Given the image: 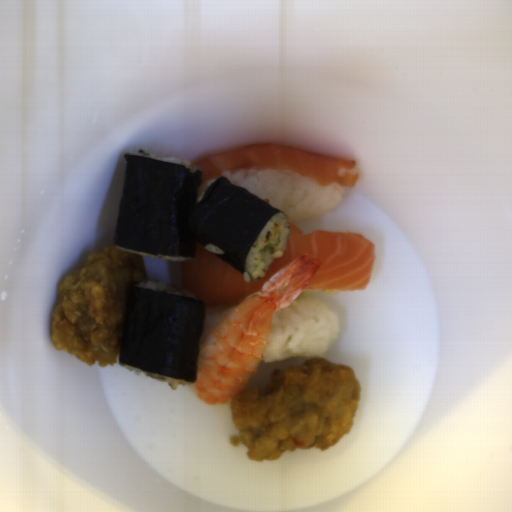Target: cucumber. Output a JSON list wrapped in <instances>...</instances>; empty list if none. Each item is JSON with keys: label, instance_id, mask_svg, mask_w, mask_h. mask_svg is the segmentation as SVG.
Returning <instances> with one entry per match:
<instances>
[{"label": "cucumber", "instance_id": "1", "mask_svg": "<svg viewBox=\"0 0 512 512\" xmlns=\"http://www.w3.org/2000/svg\"><path fill=\"white\" fill-rule=\"evenodd\" d=\"M281 241V235L277 233V235L271 240V242L262 248L260 252V260L264 264V270H268L271 263H273L272 253L276 246L279 245Z\"/></svg>", "mask_w": 512, "mask_h": 512}]
</instances>
